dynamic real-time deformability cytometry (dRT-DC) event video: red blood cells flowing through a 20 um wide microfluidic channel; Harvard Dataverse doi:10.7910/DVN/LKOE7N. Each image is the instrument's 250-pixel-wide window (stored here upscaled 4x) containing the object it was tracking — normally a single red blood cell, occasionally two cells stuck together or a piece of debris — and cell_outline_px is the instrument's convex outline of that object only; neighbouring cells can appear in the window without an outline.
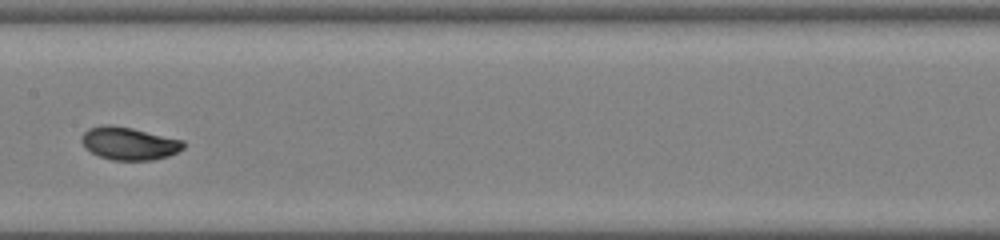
{"species": "common noctule bat (a hibernating species)", "species_latin": "Nyctalus noctula", "temperature_condition": "warm", "stored_images_in_passage": 38, "camera_frame_rate_fps": 3000, "um_per_image_px": 0.085, "animal": {"sex": "male", "body_mass_g": 19.0, "forearm_length_mm": 50.8}, "frame": {"image": 1, "passage_image": 17, "time_ms": 5.333, "image_size_px": [1000, 240], "cell_outline_px": [[184, 148], [168, 156], [152, 160], [112, 160], [100, 156], [92, 152], [80, 140], [80, 136], [88, 128], [104, 124], [108, 124], [132, 128], [184, 140]], "centroid_in_image_um": [10.97, 12.18], "position_along_channel_um": 196.4, "area_um2": 19.36}}